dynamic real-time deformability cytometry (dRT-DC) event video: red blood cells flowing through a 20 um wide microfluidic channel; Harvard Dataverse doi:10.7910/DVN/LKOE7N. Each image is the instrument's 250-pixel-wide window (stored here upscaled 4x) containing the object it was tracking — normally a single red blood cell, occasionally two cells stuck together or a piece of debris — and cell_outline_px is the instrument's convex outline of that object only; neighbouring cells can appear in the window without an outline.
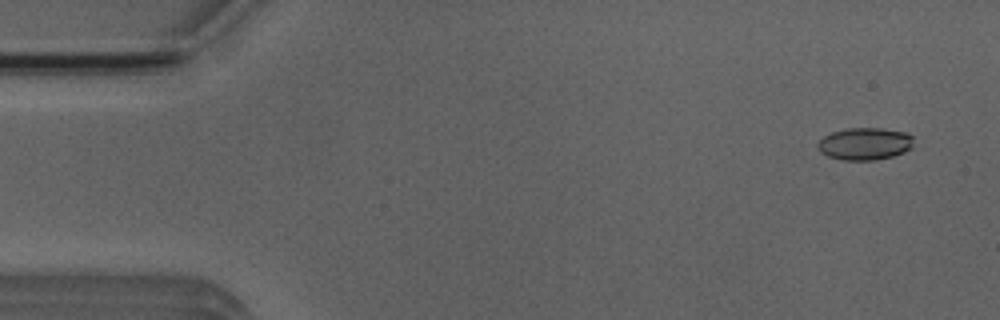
{"species": "Egyptian fruit bat (a non-hibernating species)", "species_latin": "Rousettus aegyptiacus", "temperature_condition": "room temperature", "stored_images_in_passage": 4, "camera_frame_rate_fps": 3000, "um_per_image_px": 0.085, "animal": {"sex": "male"}, "frame": {"image": 1, "passage_image": 1, "time_ms": 0.0, "image_size_px": [1000, 320], "cell_outline_px": [[912, 148], [904, 152], [892, 156], [876, 160], [844, 160], [828, 156], [820, 152], [816, 148], [816, 144], [824, 136], [832, 132], [848, 128], [880, 128], [904, 132], [912, 136]], "centroid_in_image_um": [73.48, 12.22], "position_along_channel_um": 11.5, "area_um2": 18.03}}